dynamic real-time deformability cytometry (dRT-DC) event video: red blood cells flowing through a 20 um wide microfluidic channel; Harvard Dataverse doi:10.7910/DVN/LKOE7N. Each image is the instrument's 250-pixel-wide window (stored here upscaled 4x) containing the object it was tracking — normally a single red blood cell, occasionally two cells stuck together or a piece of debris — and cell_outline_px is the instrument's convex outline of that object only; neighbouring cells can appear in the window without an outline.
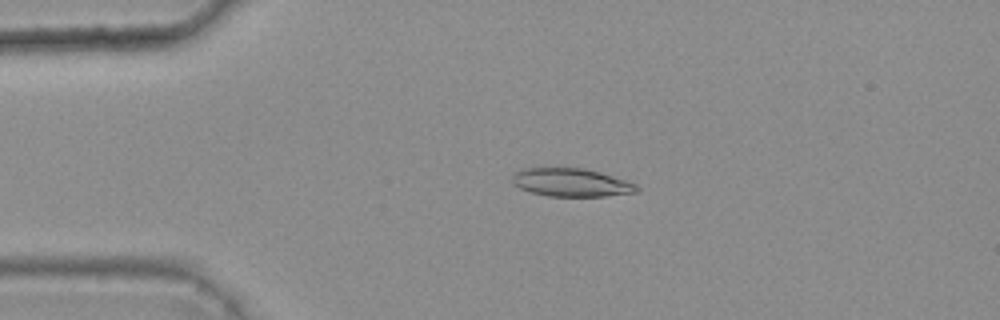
{"species": "common noctule bat (a hibernating species)", "species_latin": "Nyctalus noctula", "temperature_condition": "warm", "stored_images_in_passage": 5, "camera_frame_rate_fps": 3000, "um_per_image_px": 0.085, "animal": {"sex": "female", "body_mass_g": 25.1}, "frame": {"image": 1, "passage_image": 4, "time_ms": 1.0, "image_size_px": [1000, 320], "cell_outline_px": [[640, 188], [636, 192], [604, 196], [548, 196], [532, 192], [520, 188], [512, 184], [512, 176], [520, 168], [584, 168], [600, 172], [636, 184]], "centroid_in_image_um": [48.52, 15.51], "position_along_channel_um": 36.5, "area_um2": 20.35}}